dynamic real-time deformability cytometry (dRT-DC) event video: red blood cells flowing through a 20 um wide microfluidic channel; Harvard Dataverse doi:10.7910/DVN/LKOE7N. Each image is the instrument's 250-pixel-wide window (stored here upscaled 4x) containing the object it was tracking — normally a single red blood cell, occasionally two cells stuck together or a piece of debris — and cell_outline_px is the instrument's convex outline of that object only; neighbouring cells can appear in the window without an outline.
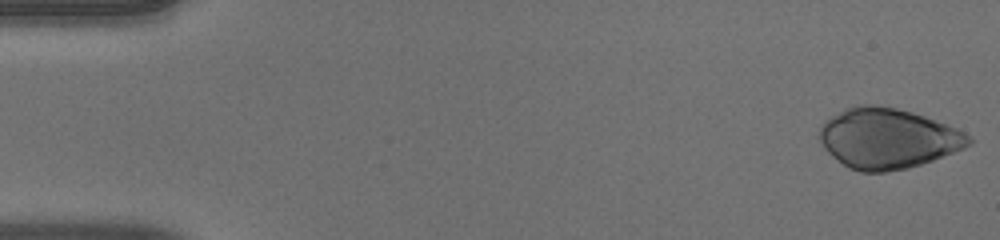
{"species": "human", "species_latin": "Homo sapiens", "temperature_condition": "warm", "stored_images_in_passage": 51, "camera_frame_rate_fps": 3000, "um_per_image_px": 0.085, "donor": {"sex": "male"}, "frame": {"image": 1, "passage_image": 1, "time_ms": 0.0, "image_size_px": [1000, 240], "cell_outline_px": [[972, 144], [964, 148], [932, 160], [908, 168], [884, 172], [860, 172], [848, 168], [832, 156], [824, 148], [820, 140], [820, 128], [832, 116], [844, 108], [856, 104], [876, 104], [896, 108], [912, 112], [948, 124], [964, 132], [972, 140]], "centroid_in_image_um": [75.45, 11.76], "position_along_channel_um": 9.5, "area_um2": 52.31}}
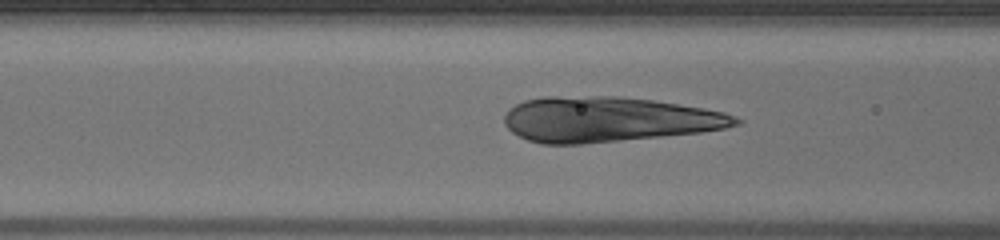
{"frame": {"image": 2, "passage_image": 20, "time_ms": 6.333, "image_size_px": [1000, 240], "cell_outline_px": [[744, 120], [740, 124], [724, 128], [700, 132], [580, 144], [540, 144], [528, 140], [512, 132], [504, 124], [504, 116], [508, 108], [524, 100], [544, 96], [616, 96], [652, 100], [704, 108], [724, 112]], "centroid_in_image_um": [51.66, 10.14], "position_along_channel_um": 114.9, "area_um2": 60.75}}
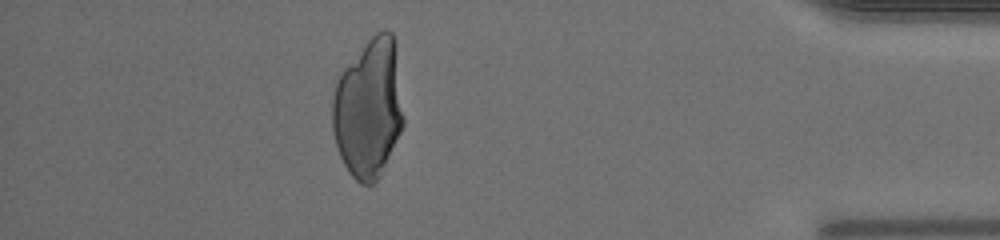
{"frame": {"image": 3, "passage_image": 45, "time_ms": 14.667, "image_size_px": [1000, 240], "cell_outline_px": [[404, 124], [380, 176], [372, 184], [360, 184], [348, 172], [340, 156], [332, 132], [332, 100], [336, 84], [340, 72], [364, 44], [376, 32], [384, 28], [392, 32], [396, 44], [404, 116]], "centroid_in_image_um": [31.34, 9.19], "position_along_channel_um": 403.9, "area_um2": 58.15}}